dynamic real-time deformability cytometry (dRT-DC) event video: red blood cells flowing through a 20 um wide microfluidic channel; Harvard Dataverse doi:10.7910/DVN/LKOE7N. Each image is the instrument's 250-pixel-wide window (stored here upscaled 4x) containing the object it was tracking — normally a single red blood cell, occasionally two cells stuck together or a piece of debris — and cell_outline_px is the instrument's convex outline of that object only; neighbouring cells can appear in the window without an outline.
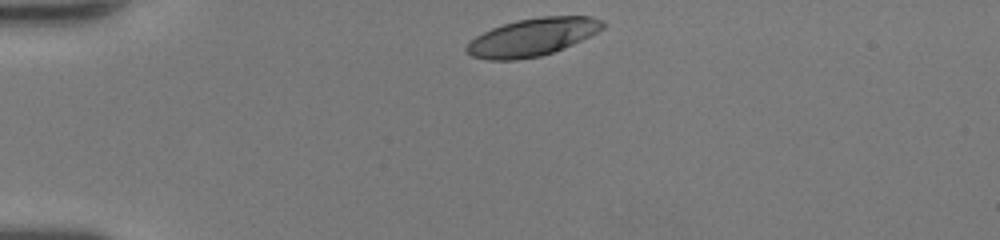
{"species": "human", "species_latin": "Homo sapiens", "temperature_condition": "room temperature", "stored_images_in_passage": 31, "camera_frame_rate_fps": 3000, "um_per_image_px": 0.085, "donor": {"sex": "female"}, "frame": {"image": 1, "passage_image": 1, "time_ms": 0.0, "image_size_px": [1000, 240], "cell_outline_px": [[604, 28], [572, 44], [552, 52], [540, 56], [516, 60], [488, 60], [472, 56], [464, 48], [476, 36], [492, 28], [516, 20], [540, 16], [588, 16], [604, 20]], "centroid_in_image_um": [45.25, 3.15], "position_along_channel_um": 39.8, "area_um2": 29.59}}
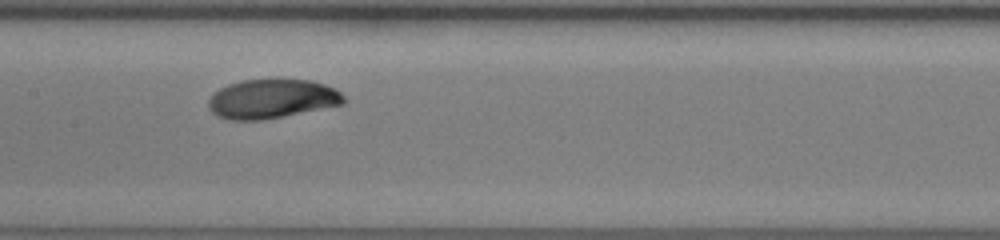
{"frame": {"image": 2, "passage_image": 15, "time_ms": 4.667, "image_size_px": [1000, 240], "cell_outline_px": [[344, 104], [260, 120], [228, 120], [216, 116], [208, 108], [208, 100], [220, 88], [228, 84], [240, 80], [276, 76], [312, 80], [324, 84], [340, 92], [344, 96]], "centroid_in_image_um": [23.08, 8.35], "position_along_channel_um": 184.3, "area_um2": 31.62}}
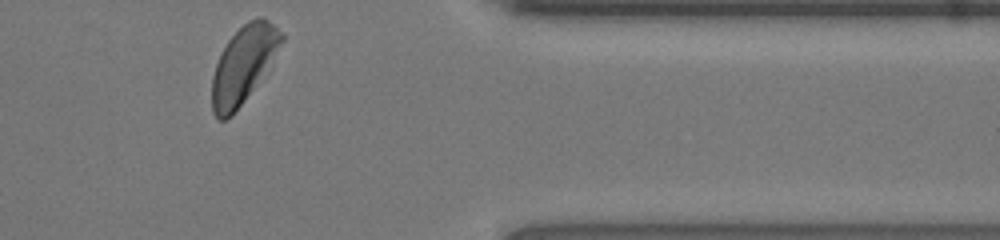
{"frame": {"image": 3, "passage_image": 31, "time_ms": 10.0, "image_size_px": [1000, 240], "cell_outline_px": [[284, 40], [252, 88], [232, 116], [224, 120], [220, 120], [212, 112], [212, 76], [216, 64], [228, 40], [248, 20], [256, 16], [264, 16], [284, 36]], "centroid_in_image_um": [20.65, 5.47], "position_along_channel_um": 390.7, "area_um2": 29.94}, "authors_computed_cell_mechanics": {"area_um2": 30.923, "velocity_mm_per_s": 4.1446, "shape_relaxation_time_tau1_ms": 2.4712, "shape_relaxation_time_tau2_ms": null, "deformation_change_tau1": 0.153, "deformation_change_tau2": null}}